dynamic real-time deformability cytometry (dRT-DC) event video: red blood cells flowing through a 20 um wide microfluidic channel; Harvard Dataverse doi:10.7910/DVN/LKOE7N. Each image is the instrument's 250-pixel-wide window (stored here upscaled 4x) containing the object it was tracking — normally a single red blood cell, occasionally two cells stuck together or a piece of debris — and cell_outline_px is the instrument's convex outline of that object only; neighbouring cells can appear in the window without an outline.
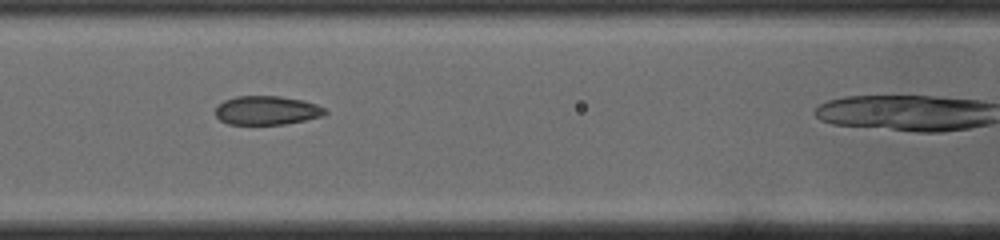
{"species": "common noctule bat (a hibernating species)", "species_latin": "Nyctalus noctula", "temperature_condition": "cold", "stored_images_in_passage": 13, "camera_frame_rate_fps": 3000, "um_per_image_px": 0.085, "animal": {"sex": "male", "body_mass_g": 19.0, "forearm_length_mm": 50.8}, "frame": {"image": 1, "passage_image": 6, "time_ms": 1.667, "image_size_px": [1000, 240], "cell_outline_px": [[328, 112], [324, 116], [284, 124], [228, 124], [220, 120], [216, 116], [216, 108], [224, 100], [236, 96], [280, 96], [304, 100], [316, 104], [324, 108]], "centroid_in_image_um": [22.7, 9.38], "position_along_channel_um": 143.9, "area_um2": 18.44}}